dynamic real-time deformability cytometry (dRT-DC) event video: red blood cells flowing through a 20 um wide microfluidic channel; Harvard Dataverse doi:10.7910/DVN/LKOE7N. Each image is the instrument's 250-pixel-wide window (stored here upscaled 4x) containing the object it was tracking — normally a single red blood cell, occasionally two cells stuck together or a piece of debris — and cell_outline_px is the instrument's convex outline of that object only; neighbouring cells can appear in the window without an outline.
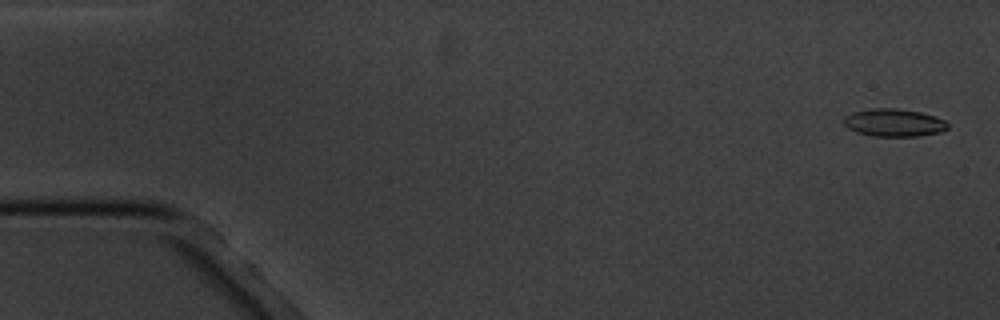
{"species": "common noctule bat (a hibernating species)", "species_latin": "Nyctalus noctula", "temperature_condition": "cold", "stored_images_in_passage": 5, "camera_frame_rate_fps": 3000, "um_per_image_px": 0.085, "animal": {"sex": "male", "body_mass_g": 20.1, "forearm_length_mm": 53.5}, "frame": {"image": 1, "passage_image": 1, "time_ms": 0.0, "image_size_px": [1000, 320], "cell_outline_px": [[948, 128], [940, 132], [916, 136], [872, 136], [856, 132], [848, 128], [844, 124], [844, 116], [852, 112], [872, 108], [896, 108], [920, 112], [936, 116], [944, 120], [948, 124]], "centroid_in_image_um": [75.97, 10.42], "position_along_channel_um": 9.0, "area_um2": 16.82}}
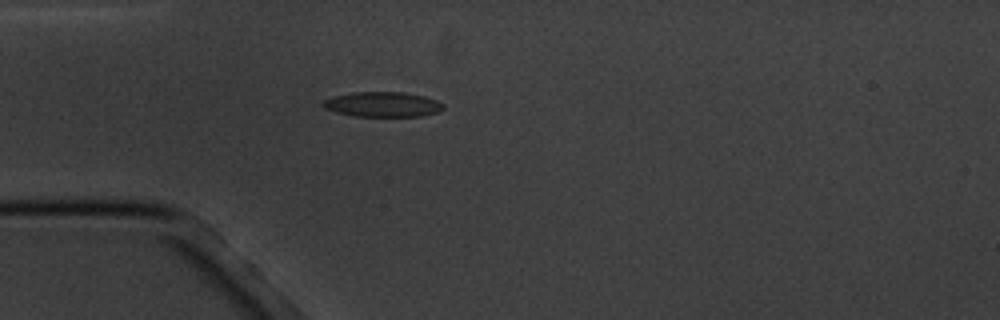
{"frame": {"image": 2, "passage_image": 5, "time_ms": 4.667, "image_size_px": [1000, 320], "cell_outline_px": [[444, 108], [436, 112], [424, 116], [356, 116], [336, 112], [324, 108], [320, 104], [324, 100], [332, 96], [352, 92], [404, 92], [424, 96], [436, 100], [444, 104]], "centroid_in_image_um": [32.5, 8.87], "position_along_channel_um": 52.5, "area_um2": 17.57}}